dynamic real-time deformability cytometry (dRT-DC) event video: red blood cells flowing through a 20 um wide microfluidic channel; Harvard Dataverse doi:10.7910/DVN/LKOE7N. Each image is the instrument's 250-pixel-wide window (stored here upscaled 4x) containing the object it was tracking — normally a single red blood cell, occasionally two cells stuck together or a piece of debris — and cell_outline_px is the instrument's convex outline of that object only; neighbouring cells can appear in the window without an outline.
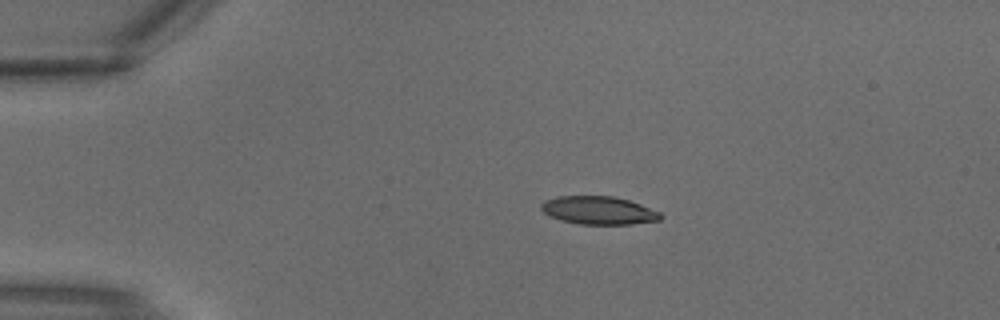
{"species": "common noctule bat (a hibernating species)", "species_latin": "Nyctalus noctula", "temperature_condition": "warm", "stored_images_in_passage": 2, "camera_frame_rate_fps": 3000, "um_per_image_px": 0.085, "animal": {"sex": "male", "body_mass_g": 18.8}, "frame": {"image": 1, "passage_image": 2, "time_ms": 0.333, "image_size_px": [1000, 320], "cell_outline_px": [[664, 216], [660, 220], [632, 224], [580, 224], [560, 220], [544, 212], [540, 208], [540, 204], [544, 200], [556, 196], [612, 196], [628, 200], [640, 204], [660, 212]], "centroid_in_image_um": [50.88, 17.88], "position_along_channel_um": 34.1, "area_um2": 19.54}}